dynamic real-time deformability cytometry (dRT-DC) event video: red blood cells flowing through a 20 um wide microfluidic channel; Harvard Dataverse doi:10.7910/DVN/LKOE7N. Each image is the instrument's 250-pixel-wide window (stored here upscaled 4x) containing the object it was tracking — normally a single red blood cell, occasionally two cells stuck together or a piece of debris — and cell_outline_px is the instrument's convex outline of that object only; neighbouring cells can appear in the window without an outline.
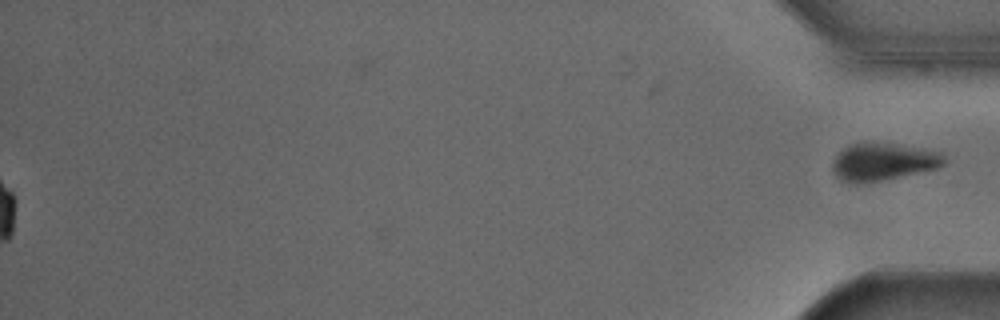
{"species": "Egyptian fruit bat (a non-hibernating species)", "species_latin": "Rousettus aegyptiacus", "temperature_condition": "cold", "stored_images_in_passage": 49, "segment_of_instrument_passage": [2, 2], "camera_frame_rate_fps": 3000, "um_per_image_px": 0.085, "animal": {"sex": "male"}, "frame": {"image": 1, "passage_image": 49, "time_ms": 16.0, "image_size_px": [1000, 320], "cell_outline_px": [[944, 164], [936, 168], [884, 180], [856, 184], [852, 184], [840, 180], [836, 176], [832, 168], [832, 164], [836, 156], [848, 144], [860, 140], [872, 140], [920, 148], [940, 152], [944, 156]], "centroid_in_image_um": [74.99, 13.72], "position_along_channel_um": 360.2, "area_um2": 24.85}}